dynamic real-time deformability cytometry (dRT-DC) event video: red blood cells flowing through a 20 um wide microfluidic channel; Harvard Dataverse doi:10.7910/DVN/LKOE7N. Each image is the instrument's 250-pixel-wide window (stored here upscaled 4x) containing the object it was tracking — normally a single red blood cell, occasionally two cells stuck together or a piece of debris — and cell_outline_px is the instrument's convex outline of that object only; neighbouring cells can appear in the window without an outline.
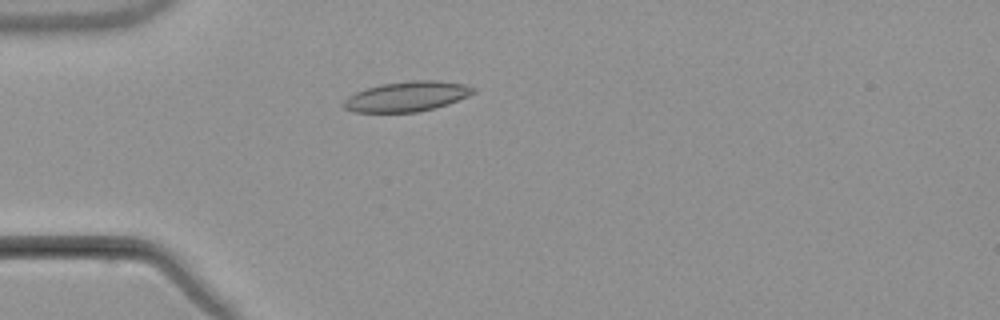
{"species": "common noctule bat (a hibernating species)", "species_latin": "Nyctalus noctula", "temperature_condition": "warm", "stored_images_in_passage": 1, "camera_frame_rate_fps": 3000, "um_per_image_px": 0.085, "animal": {"sex": "male", "body_mass_g": 21.5, "forearm_length_mm": 52.0}, "frame": {"image": 1, "passage_image": 1, "time_ms": 0.0, "image_size_px": [1000, 320], "cell_outline_px": [[476, 92], [468, 96], [448, 104], [436, 108], [416, 112], [352, 112], [344, 108], [340, 104], [348, 96], [356, 92], [380, 84], [412, 80], [436, 80], [464, 84], [476, 88]], "centroid_in_image_um": [34.58, 8.2], "position_along_channel_um": 50.4, "area_um2": 22.83}}